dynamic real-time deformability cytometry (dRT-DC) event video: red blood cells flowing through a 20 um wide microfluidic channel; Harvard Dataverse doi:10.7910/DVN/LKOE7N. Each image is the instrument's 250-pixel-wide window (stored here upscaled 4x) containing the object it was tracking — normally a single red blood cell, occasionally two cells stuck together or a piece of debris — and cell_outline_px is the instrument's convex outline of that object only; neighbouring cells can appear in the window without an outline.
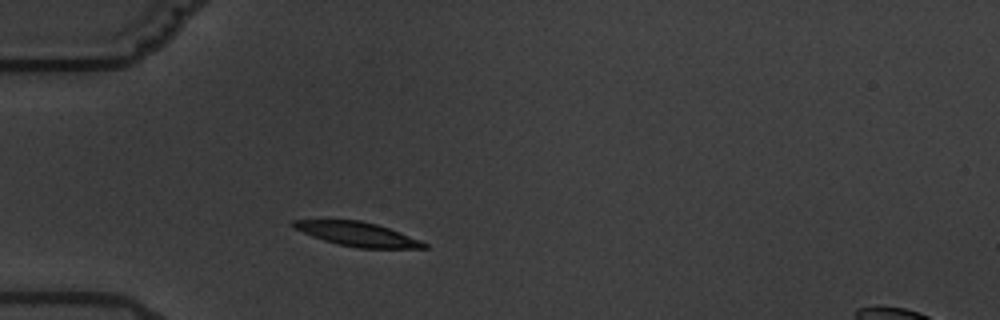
{"species": "common noctule bat (a hibernating species)", "species_latin": "Nyctalus noctula", "temperature_condition": "warm", "stored_images_in_passage": 2, "camera_frame_rate_fps": 3000, "um_per_image_px": 0.085, "animal": {"sex": "male", "body_mass_g": 19.5, "forearm_length_mm": 54.6}, "frame": {"image": 1, "passage_image": 2, "time_ms": 2.0, "image_size_px": [1000, 320], "cell_outline_px": [[428, 248], [360, 248], [340, 244], [324, 240], [312, 236], [292, 228], [288, 224], [292, 220], [360, 220], [376, 224], [388, 228], [420, 240], [428, 244]], "centroid_in_image_um": [30.33, 19.89], "position_along_channel_um": 54.7, "area_um2": 18.21}}